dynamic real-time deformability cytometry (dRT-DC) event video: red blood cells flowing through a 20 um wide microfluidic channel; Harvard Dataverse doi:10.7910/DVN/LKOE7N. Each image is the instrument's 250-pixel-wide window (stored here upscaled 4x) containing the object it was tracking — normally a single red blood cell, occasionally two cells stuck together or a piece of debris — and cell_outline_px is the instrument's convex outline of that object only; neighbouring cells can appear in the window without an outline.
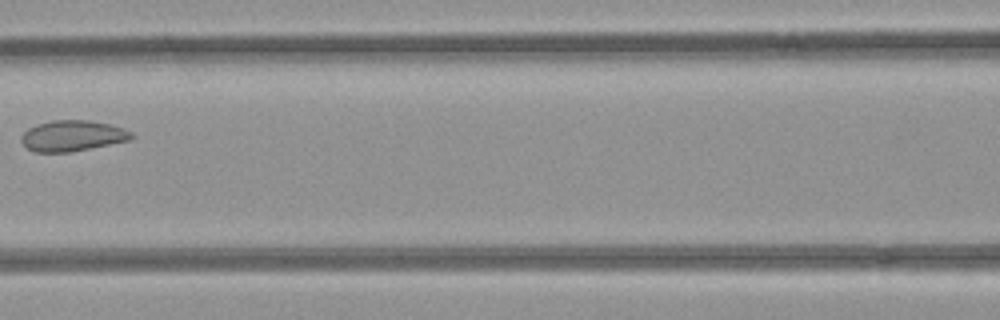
{"species": "common noctule bat (a hibernating species)", "species_latin": "Nyctalus noctula", "temperature_condition": "room temperature", "stored_images_in_passage": 5, "camera_frame_rate_fps": 3000, "um_per_image_px": 0.085, "animal": {"sex": "female", "body_mass_g": 21.9}, "frame": {"image": 1, "passage_image": 4, "time_ms": 1.0, "image_size_px": [1000, 320], "cell_outline_px": [[136, 136], [128, 140], [68, 152], [36, 152], [28, 148], [20, 140], [20, 136], [28, 128], [36, 124], [52, 120], [88, 120], [108, 124], [124, 128], [132, 132]], "centroid_in_image_um": [6.13, 11.53], "position_along_channel_um": 160.5, "area_um2": 19.59}}
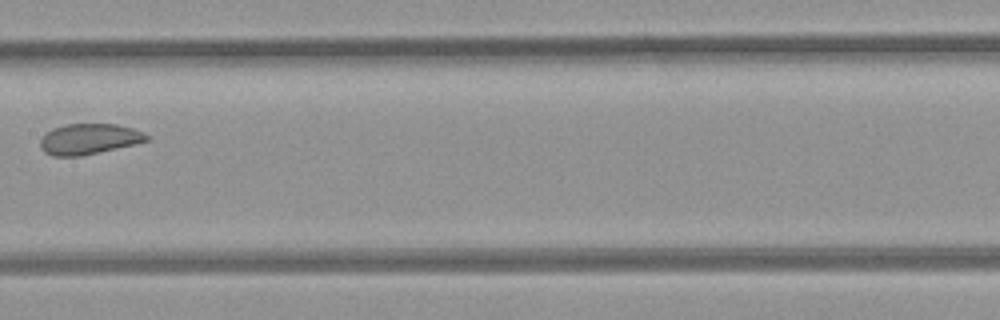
{"frame": {"image": 2, "passage_image": 5, "time_ms": 1.333, "image_size_px": [1000, 320], "cell_outline_px": [[152, 136], [148, 140], [136, 144], [80, 156], [52, 156], [44, 152], [40, 148], [40, 140], [48, 132], [56, 128], [68, 124], [116, 124], [132, 128], [144, 132]], "centroid_in_image_um": [7.61, 11.82], "position_along_channel_um": 199.8, "area_um2": 18.9}}